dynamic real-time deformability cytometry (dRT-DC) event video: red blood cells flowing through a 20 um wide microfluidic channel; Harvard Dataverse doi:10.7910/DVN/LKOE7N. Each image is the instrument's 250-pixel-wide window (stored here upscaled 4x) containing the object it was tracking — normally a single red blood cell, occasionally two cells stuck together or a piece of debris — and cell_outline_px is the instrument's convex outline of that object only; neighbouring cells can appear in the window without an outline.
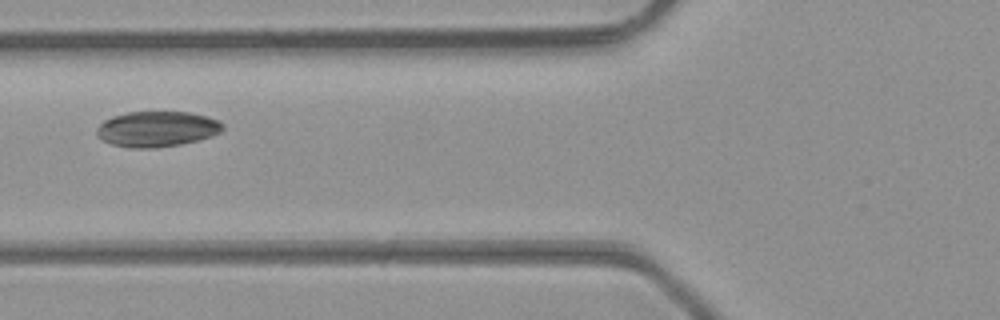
{"species": "common noctule bat (a hibernating species)", "species_latin": "Nyctalus noctula", "temperature_condition": "room temperature", "stored_images_in_passage": 7, "camera_frame_rate_fps": 3000, "um_per_image_px": 0.085, "animal": {"sex": "male", "body_mass_g": 23.1, "forearm_length_mm": 52.7}, "frame": {"image": 1, "passage_image": 6, "time_ms": 1.667, "image_size_px": [1000, 320], "cell_outline_px": [[224, 128], [220, 132], [212, 136], [180, 144], [152, 148], [132, 148], [112, 144], [96, 136], [96, 128], [104, 120], [112, 116], [128, 112], [188, 112], [208, 116], [220, 120], [224, 124]], "centroid_in_image_um": [13.35, 10.95], "position_along_channel_um": 112.5, "area_um2": 26.13}}
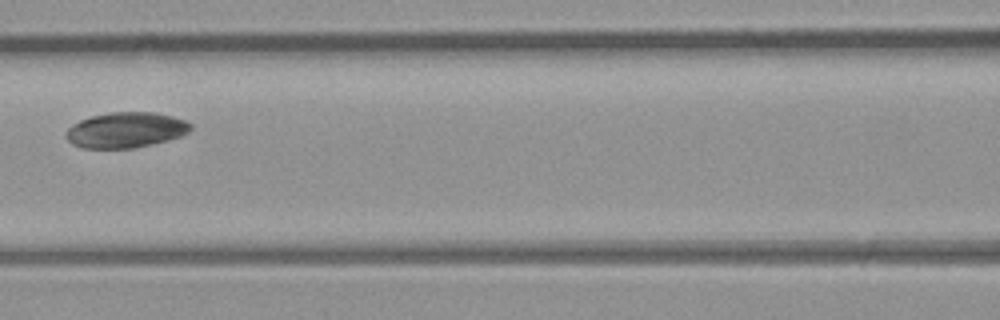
{"frame": {"image": 2, "passage_image": 7, "time_ms": 2.0, "image_size_px": [1000, 320], "cell_outline_px": [[192, 128], [188, 132], [180, 136], [168, 140], [152, 144], [132, 148], [80, 148], [72, 144], [64, 136], [64, 132], [72, 124], [80, 120], [92, 116], [108, 112], [156, 112], [172, 116], [184, 120], [192, 124]], "centroid_in_image_um": [10.66, 11.05], "position_along_channel_um": 155.9, "area_um2": 25.95}}